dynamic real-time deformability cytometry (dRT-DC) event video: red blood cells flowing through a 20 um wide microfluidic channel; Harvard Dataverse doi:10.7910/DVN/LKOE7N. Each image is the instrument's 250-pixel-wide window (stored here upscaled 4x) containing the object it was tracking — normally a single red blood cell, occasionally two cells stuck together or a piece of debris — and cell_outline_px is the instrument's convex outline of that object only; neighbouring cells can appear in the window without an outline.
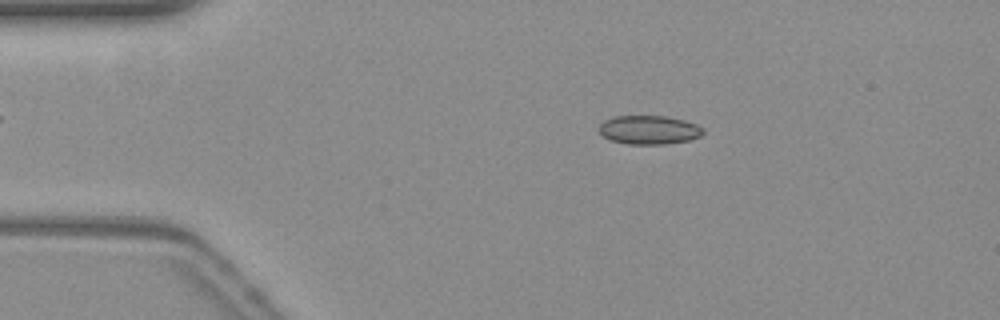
{"species": "common noctule bat (a hibernating species)", "species_latin": "Nyctalus noctula", "temperature_condition": "warm", "stored_images_in_passage": 45, "camera_frame_rate_fps": 3000, "um_per_image_px": 0.085, "animal": {"sex": "female", "body_mass_g": 19.3, "forearm_length_mm": 54.1}, "frame": {"image": 1, "passage_image": 2, "time_ms": 0.333, "image_size_px": [1000, 320], "cell_outline_px": [[704, 132], [700, 136], [688, 140], [664, 144], [628, 144], [612, 140], [604, 136], [600, 132], [600, 124], [604, 120], [612, 116], [664, 116], [684, 120], [696, 124], [704, 128]], "centroid_in_image_um": [55.18, 11.03], "position_along_channel_um": 29.8, "area_um2": 17.34}}
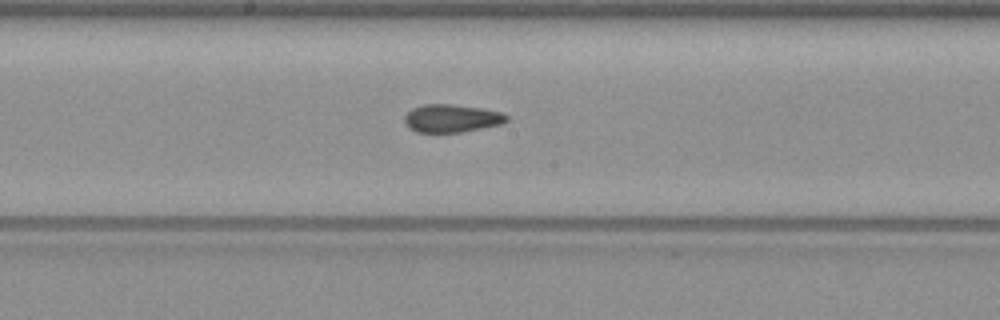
{"frame": {"image": 2, "passage_image": 20, "time_ms": 6.333, "image_size_px": [1000, 320], "cell_outline_px": [[508, 120], [500, 124], [460, 132], [416, 132], [408, 128], [404, 120], [404, 116], [412, 108], [424, 104], [452, 104], [480, 108], [500, 112], [508, 116]], "centroid_in_image_um": [38.34, 10.05], "position_along_channel_um": 209.9, "area_um2": 16.47}}
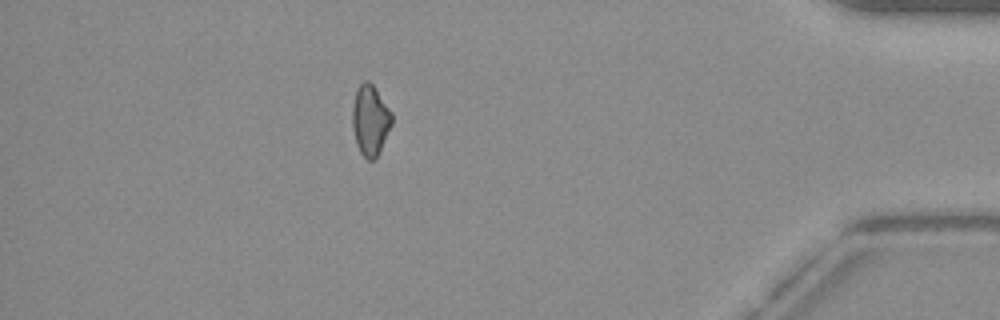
{"frame": {"image": 3, "passage_image": 39, "time_ms": 12.667, "image_size_px": [1000, 320], "cell_outline_px": [[392, 124], [380, 152], [376, 160], [368, 160], [360, 152], [356, 144], [352, 128], [352, 104], [356, 92], [360, 84], [364, 80], [368, 80], [372, 84], [392, 112]], "centroid_in_image_um": [31.47, 10.24], "position_along_channel_um": 403.7, "area_um2": 16.36}, "authors_computed_cell_mechanics": {"area_um2": 16.6464, "velocity_mm_per_s": 3.8405, "shape_relaxation_time_tau1_ms": null, "shape_relaxation_time_tau2_ms": 2.2511, "deformation_change_tau1": null, "deformation_change_tau2": 0.0931}}